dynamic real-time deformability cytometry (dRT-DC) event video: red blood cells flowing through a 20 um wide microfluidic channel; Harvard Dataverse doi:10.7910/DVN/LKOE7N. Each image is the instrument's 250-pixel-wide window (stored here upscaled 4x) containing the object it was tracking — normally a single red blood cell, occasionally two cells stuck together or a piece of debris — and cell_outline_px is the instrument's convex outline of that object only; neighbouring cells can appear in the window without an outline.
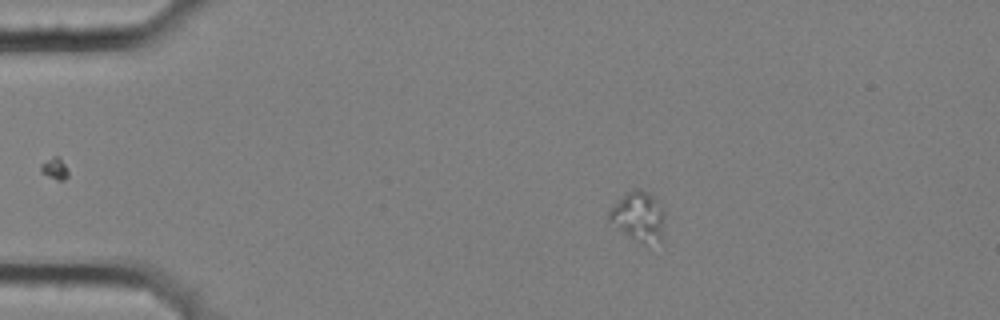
{"species": "common noctule bat (a hibernating species)", "species_latin": "Nyctalus noctula", "temperature_condition": "cold", "stored_images_in_passage": 6, "camera_frame_rate_fps": 3000, "um_per_image_px": 0.085, "animal": {"sex": "female", "body_mass_g": 25.1}, "frame": {"image": 1, "passage_image": 3, "time_ms": 0.667, "image_size_px": [1000, 320], "cell_outline_px": [[664, 216], [660, 240], [648, 248], [628, 236], [616, 228], [608, 220], [608, 212], [628, 192], [636, 188], [648, 192], [656, 200], [664, 212]], "centroid_in_image_um": [54.27, 18.46], "position_along_channel_um": 30.7, "area_um2": 15.9}}